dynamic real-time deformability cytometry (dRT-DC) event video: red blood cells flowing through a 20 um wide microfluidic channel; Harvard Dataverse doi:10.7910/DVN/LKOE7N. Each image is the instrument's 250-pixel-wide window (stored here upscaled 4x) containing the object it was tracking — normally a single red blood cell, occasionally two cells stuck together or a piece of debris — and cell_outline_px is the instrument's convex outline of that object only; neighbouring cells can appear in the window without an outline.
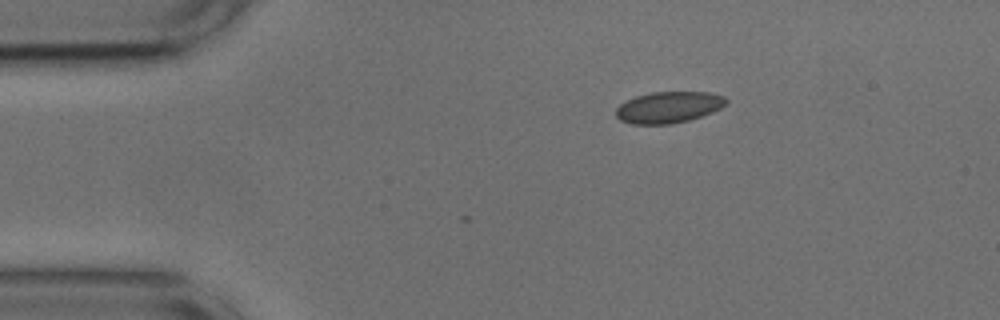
{"species": "common noctule bat (a hibernating species)", "species_latin": "Nyctalus noctula", "temperature_condition": "cold", "stored_images_in_passage": 33, "camera_frame_rate_fps": 3000, "um_per_image_px": 0.085, "animal": {"sex": "male", "body_mass_g": 17.9, "forearm_length_mm": 54.2}, "frame": {"image": 1, "passage_image": 1, "time_ms": 0.0, "image_size_px": [1000, 320], "cell_outline_px": [[728, 100], [720, 108], [712, 112], [688, 120], [672, 124], [632, 124], [620, 120], [616, 116], [616, 108], [620, 104], [636, 96], [652, 92], [708, 92], [724, 96]], "centroid_in_image_um": [56.81, 9.12], "position_along_channel_um": 28.2, "area_um2": 20.0}}
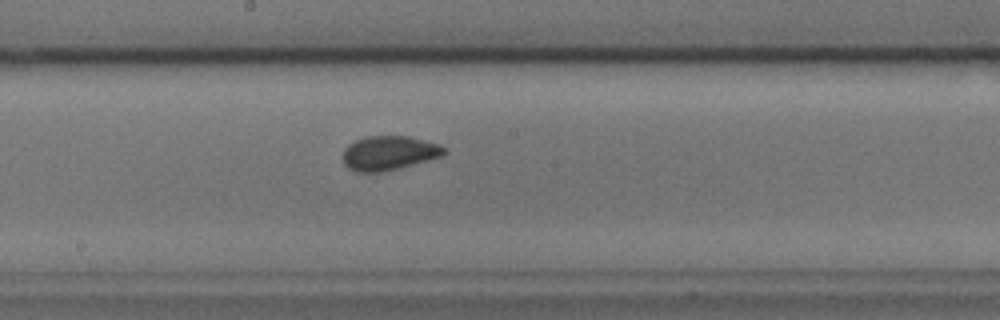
{"frame": {"image": 2, "passage_image": 20, "time_ms": 6.333, "image_size_px": [1000, 320], "cell_outline_px": [[444, 152], [440, 156], [428, 160], [400, 168], [384, 172], [356, 172], [348, 168], [344, 164], [344, 148], [348, 144], [356, 140], [368, 136], [408, 136], [440, 144], [444, 148]], "centroid_in_image_um": [33.03, 13.01], "position_along_channel_um": 215.2, "area_um2": 20.11}}
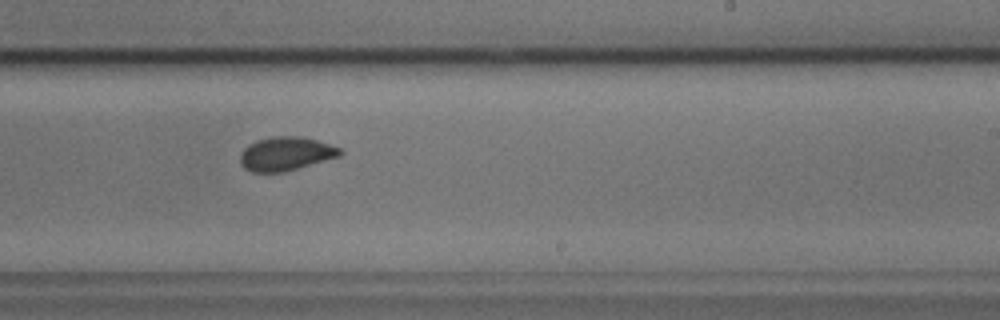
{"frame": {"image": 3, "passage_image": 24, "time_ms": 7.667, "image_size_px": [1000, 320], "cell_outline_px": [[344, 152], [340, 156], [284, 172], [252, 172], [244, 168], [240, 164], [240, 152], [248, 144], [256, 140], [276, 136], [300, 136], [316, 140], [340, 148]], "centroid_in_image_um": [24.27, 13.07], "position_along_channel_um": 264.7, "area_um2": 19.65}, "authors_computed_cell_mechanics": {"area_um2": 19.7098, "velocity_mm_per_s": 3.7322, "shape_relaxation_time_tau1_ms": 2.876, "shape_relaxation_time_tau2_ms": 0.7149, "deformation_change_tau1": 0.0733, "deformation_change_tau2": 0.0392}}